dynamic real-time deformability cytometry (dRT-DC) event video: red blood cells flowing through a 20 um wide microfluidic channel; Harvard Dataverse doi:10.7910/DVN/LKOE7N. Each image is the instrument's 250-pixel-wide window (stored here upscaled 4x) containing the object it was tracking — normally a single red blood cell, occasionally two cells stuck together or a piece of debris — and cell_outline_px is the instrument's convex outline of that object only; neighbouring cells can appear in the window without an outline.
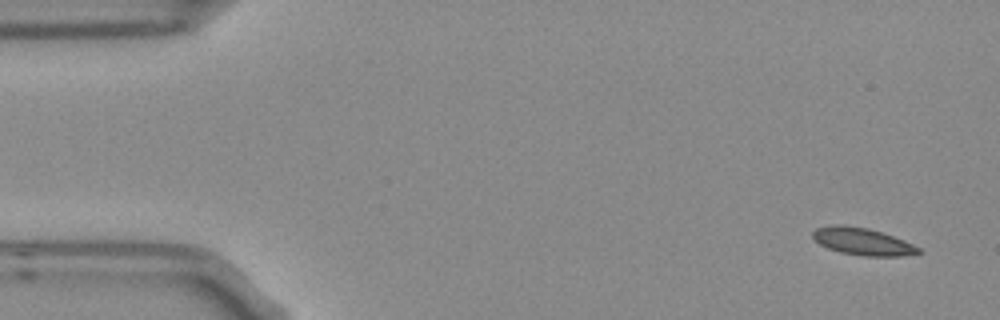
{"species": "Egyptian fruit bat (a non-hibernating species)", "species_latin": "Rousettus aegyptiacus", "temperature_condition": "room temperature", "stored_images_in_passage": 5, "camera_frame_rate_fps": 3000, "um_per_image_px": 0.085, "frame": {"image": 1, "passage_image": 1, "time_ms": 0.0, "image_size_px": [1000, 320], "cell_outline_px": [[924, 252], [904, 256], [864, 256], [840, 252], [828, 248], [820, 244], [812, 236], [812, 232], [816, 228], [832, 224], [840, 224], [868, 228], [904, 240], [920, 248]], "centroid_in_image_um": [73.32, 20.53], "position_along_channel_um": 11.7, "area_um2": 16.76}}